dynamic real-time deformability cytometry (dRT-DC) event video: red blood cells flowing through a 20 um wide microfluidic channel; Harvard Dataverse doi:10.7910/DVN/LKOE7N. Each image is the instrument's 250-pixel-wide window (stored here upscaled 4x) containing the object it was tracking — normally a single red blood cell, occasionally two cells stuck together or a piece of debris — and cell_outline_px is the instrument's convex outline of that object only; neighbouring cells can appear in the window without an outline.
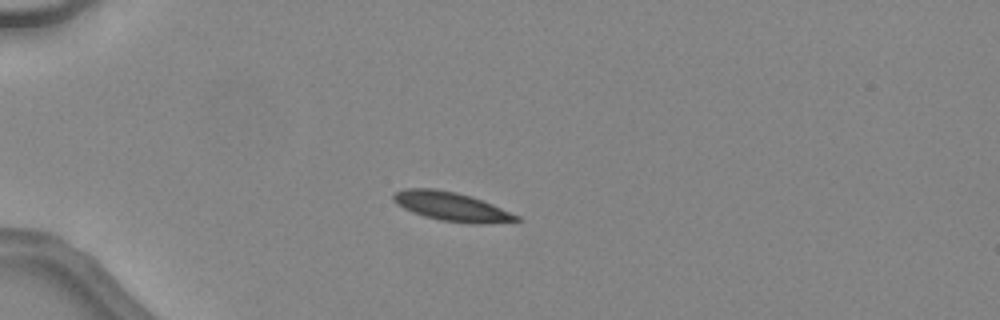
{"species": "common noctule bat (a hibernating species)", "species_latin": "Nyctalus noctula", "temperature_condition": "warm", "stored_images_in_passage": 46, "camera_frame_rate_fps": 3000, "um_per_image_px": 0.085, "animal": {"sex": "female", "body_mass_g": 24.6, "forearm_length_mm": 56.2}, "frame": {"image": 1, "passage_image": 13, "time_ms": 4.0, "image_size_px": [1000, 320], "cell_outline_px": [[520, 220], [484, 224], [472, 224], [440, 220], [424, 216], [404, 208], [396, 204], [392, 200], [392, 196], [396, 192], [404, 188], [432, 188], [456, 192], [492, 204], [520, 216]], "centroid_in_image_um": [38.35, 17.56], "position_along_channel_um": 46.6, "area_um2": 20.52}}
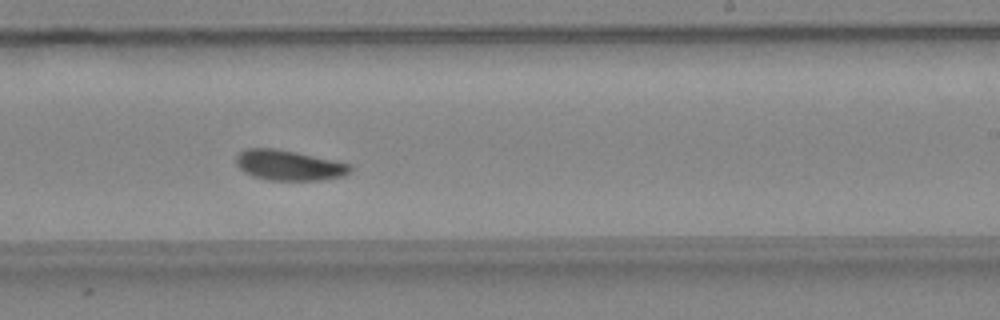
{"frame": {"image": 2, "passage_image": 30, "time_ms": 9.667, "image_size_px": [1000, 320], "cell_outline_px": [[352, 168], [344, 176], [324, 180], [268, 180], [252, 176], [244, 172], [236, 164], [236, 156], [244, 148], [276, 148], [336, 160], [352, 164]], "centroid_in_image_um": [24.57, 14.04], "position_along_channel_um": 264.4, "area_um2": 20.35}}
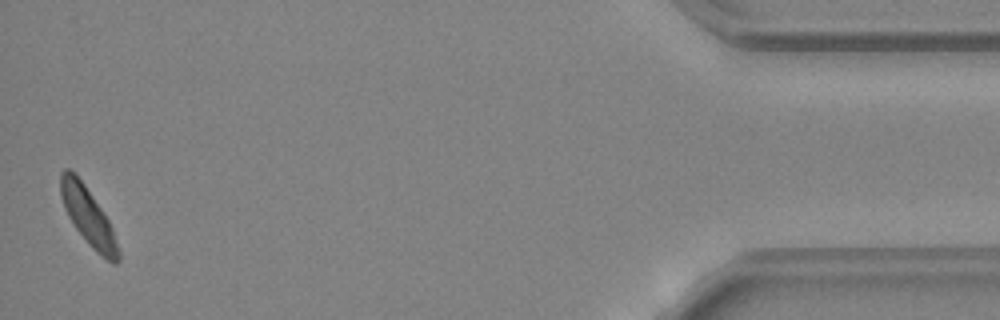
{"frame": {"image": 3, "passage_image": 46, "time_ms": 15.0, "image_size_px": [1000, 320], "cell_outline_px": [[120, 260], [116, 264], [112, 264], [100, 256], [88, 244], [76, 228], [68, 216], [64, 208], [60, 196], [60, 172], [64, 168], [68, 168], [84, 184], [108, 220], [112, 228], [120, 252]], "centroid_in_image_um": [7.49, 18.44], "position_along_channel_um": 427.7, "area_um2": 19.19}, "authors_computed_cell_mechanics": {"area_um2": 19.8254, "velocity_mm_per_s": 4.5042, "shape_relaxation_time_tau1_ms": 2.0211, "shape_relaxation_time_tau2_ms": 3.8349, "deformation_change_tau1": 0.0998, "deformation_change_tau2": 0.0835}}